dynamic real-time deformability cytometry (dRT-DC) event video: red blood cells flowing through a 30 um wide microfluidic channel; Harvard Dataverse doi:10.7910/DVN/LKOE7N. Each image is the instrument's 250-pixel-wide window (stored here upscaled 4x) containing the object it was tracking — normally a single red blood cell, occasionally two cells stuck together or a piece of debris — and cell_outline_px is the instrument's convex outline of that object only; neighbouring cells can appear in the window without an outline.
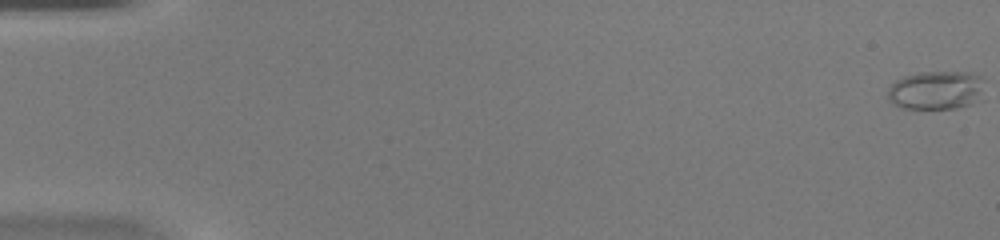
{"species": "common noctule bat (a hibernating species)", "species_latin": "Nyctalus noctula", "temperature_condition": "warm", "stored_images_in_passage": 47, "camera_frame_rate_fps": 3000, "um_per_image_px": 0.085, "animal": {"sex": "female", "body_mass_g": 20.0, "forearm_length_mm": 54.0}, "frame": {"image": 1, "passage_image": 1, "time_ms": 0.0, "image_size_px": [1000, 240], "cell_outline_px": [[984, 100], [972, 104], [956, 108], [900, 108], [892, 104], [888, 100], [888, 88], [896, 80], [904, 76], [920, 72], [972, 72], [980, 76], [984, 80]], "centroid_in_image_um": [79.64, 7.67], "position_along_channel_um": 5.4, "area_um2": 22.37}}
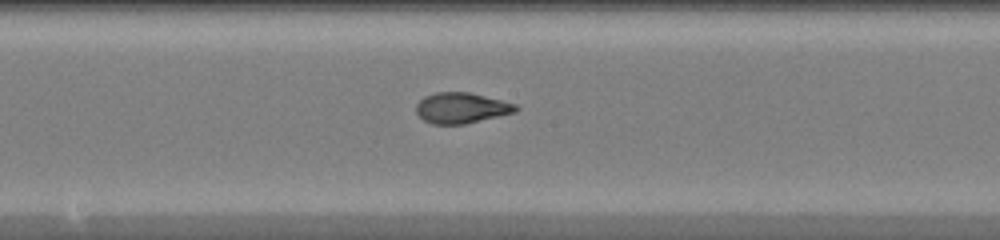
{"frame": {"image": 2, "passage_image": 28, "time_ms": 9.0, "image_size_px": [1000, 240], "cell_outline_px": [[520, 108], [516, 112], [464, 124], [432, 124], [424, 120], [416, 112], [416, 104], [424, 96], [436, 92], [468, 92], [516, 104]], "centroid_in_image_um": [39.21, 9.17], "position_along_channel_um": 209.0, "area_um2": 17.69}}
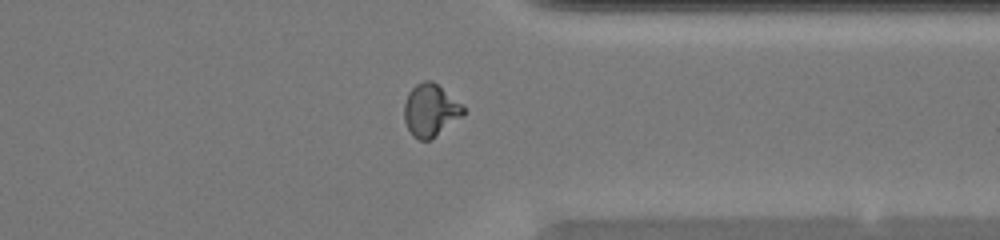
{"frame": {"image": 3, "passage_image": 40, "time_ms": 13.0, "image_size_px": [1000, 240], "cell_outline_px": [[464, 112], [460, 116], [432, 140], [420, 140], [412, 136], [404, 120], [404, 104], [408, 92], [416, 84], [424, 80], [432, 80], [460, 104], [464, 108]], "centroid_in_image_um": [36.53, 9.38], "position_along_channel_um": 374.9, "area_um2": 17.74}, "authors_computed_cell_mechanics": {"area_um2": 18.2648, "velocity_mm_per_s": 4.2157, "shape_relaxation_time_tau1_ms": null, "shape_relaxation_time_tau2_ms": 0.7912, "deformation_change_tau1": null, "deformation_change_tau2": 0.0639}}